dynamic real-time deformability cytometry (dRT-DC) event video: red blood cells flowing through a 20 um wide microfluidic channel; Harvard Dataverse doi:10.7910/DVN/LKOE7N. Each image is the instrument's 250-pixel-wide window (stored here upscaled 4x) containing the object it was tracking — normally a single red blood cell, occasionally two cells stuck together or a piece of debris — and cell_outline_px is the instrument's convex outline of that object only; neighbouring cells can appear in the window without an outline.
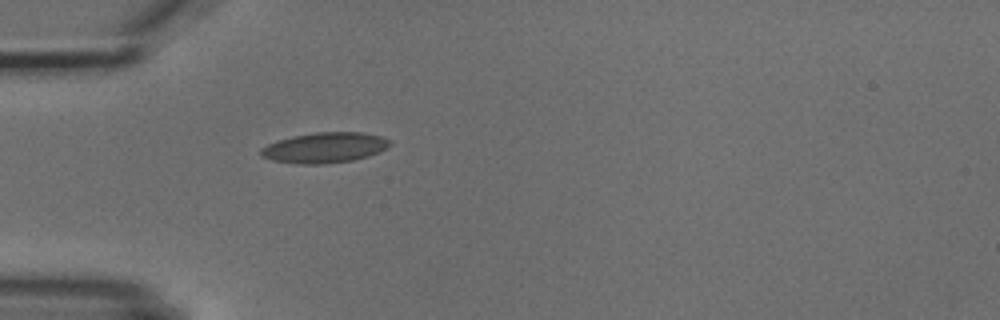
{"species": "common noctule bat (a hibernating species)", "species_latin": "Nyctalus noctula", "temperature_condition": "cold", "stored_images_in_passage": 1, "camera_frame_rate_fps": 3000, "um_per_image_px": 0.085, "animal": {"sex": "male", "body_mass_g": 18.8}, "frame": {"image": 1, "passage_image": 1, "time_ms": 0.0, "image_size_px": [1000, 320], "cell_outline_px": [[392, 144], [388, 148], [368, 156], [352, 160], [324, 164], [296, 164], [272, 160], [260, 156], [260, 148], [276, 140], [292, 136], [316, 132], [360, 132], [380, 136], [392, 140]], "centroid_in_image_um": [27.59, 12.55], "position_along_channel_um": 57.4, "area_um2": 23.06}}